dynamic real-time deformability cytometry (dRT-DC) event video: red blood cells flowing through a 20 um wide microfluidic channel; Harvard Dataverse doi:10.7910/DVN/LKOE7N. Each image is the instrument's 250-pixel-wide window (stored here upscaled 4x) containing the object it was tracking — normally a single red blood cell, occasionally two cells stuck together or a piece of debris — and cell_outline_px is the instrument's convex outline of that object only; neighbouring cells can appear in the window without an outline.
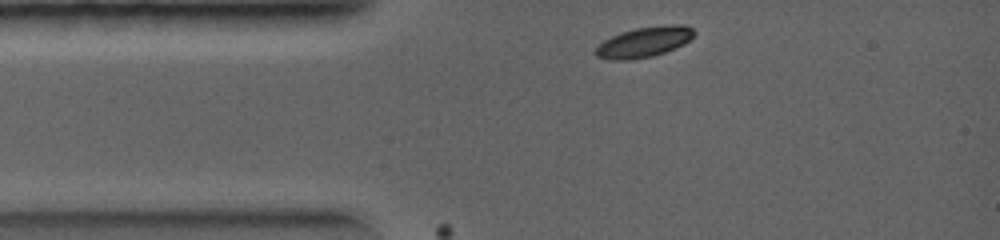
{"species": "common noctule bat (a hibernating species)", "species_latin": "Nyctalus noctula", "temperature_condition": "warm", "stored_images_in_passage": 18, "camera_frame_rate_fps": 5000, "um_per_image_px": 0.085, "animal": {"sex": "female", "body_mass_g": 19.0, "forearm_length_mm": 56.7}, "frame": {"image": 1, "passage_image": 1, "time_ms": 0.0, "image_size_px": [1000, 240], "cell_outline_px": [[696, 32], [684, 44], [664, 52], [652, 56], [628, 60], [608, 60], [596, 56], [596, 48], [604, 40], [620, 32], [636, 28], [668, 24], [684, 24], [692, 28]], "centroid_in_image_um": [54.75, 3.56], "position_along_channel_um": 30.2, "area_um2": 17.34}}